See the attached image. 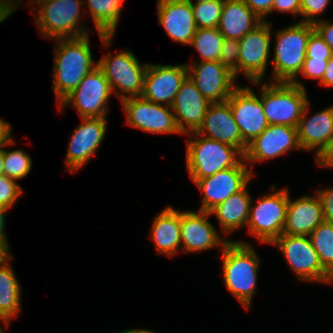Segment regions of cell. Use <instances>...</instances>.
I'll return each instance as SVG.
<instances>
[{
  "label": "cell",
  "mask_w": 333,
  "mask_h": 333,
  "mask_svg": "<svg viewBox=\"0 0 333 333\" xmlns=\"http://www.w3.org/2000/svg\"><path fill=\"white\" fill-rule=\"evenodd\" d=\"M187 76V64L148 63L141 97L156 104L172 106L175 96Z\"/></svg>",
  "instance_id": "e0dca14e"
},
{
  "label": "cell",
  "mask_w": 333,
  "mask_h": 333,
  "mask_svg": "<svg viewBox=\"0 0 333 333\" xmlns=\"http://www.w3.org/2000/svg\"><path fill=\"white\" fill-rule=\"evenodd\" d=\"M210 102L187 76L172 104V110L181 135L196 132L203 122Z\"/></svg>",
  "instance_id": "44dd1931"
},
{
  "label": "cell",
  "mask_w": 333,
  "mask_h": 333,
  "mask_svg": "<svg viewBox=\"0 0 333 333\" xmlns=\"http://www.w3.org/2000/svg\"><path fill=\"white\" fill-rule=\"evenodd\" d=\"M258 198L256 203L250 202L247 228L251 235L255 236L261 244H271L282 235L289 199L287 188L276 189Z\"/></svg>",
  "instance_id": "52a82bcc"
},
{
  "label": "cell",
  "mask_w": 333,
  "mask_h": 333,
  "mask_svg": "<svg viewBox=\"0 0 333 333\" xmlns=\"http://www.w3.org/2000/svg\"><path fill=\"white\" fill-rule=\"evenodd\" d=\"M23 194L21 186L6 175L0 176V208L8 211L12 209Z\"/></svg>",
  "instance_id": "836d02e7"
},
{
  "label": "cell",
  "mask_w": 333,
  "mask_h": 333,
  "mask_svg": "<svg viewBox=\"0 0 333 333\" xmlns=\"http://www.w3.org/2000/svg\"><path fill=\"white\" fill-rule=\"evenodd\" d=\"M15 144H16L15 140L11 138V139L6 143V146H2V147H0V176H1V175H4L3 147H7V146L10 147V146H13V145H15Z\"/></svg>",
  "instance_id": "681fc988"
},
{
  "label": "cell",
  "mask_w": 333,
  "mask_h": 333,
  "mask_svg": "<svg viewBox=\"0 0 333 333\" xmlns=\"http://www.w3.org/2000/svg\"><path fill=\"white\" fill-rule=\"evenodd\" d=\"M126 123L138 130L153 134H181L171 106L156 104L142 97L121 101Z\"/></svg>",
  "instance_id": "8fae6325"
},
{
  "label": "cell",
  "mask_w": 333,
  "mask_h": 333,
  "mask_svg": "<svg viewBox=\"0 0 333 333\" xmlns=\"http://www.w3.org/2000/svg\"><path fill=\"white\" fill-rule=\"evenodd\" d=\"M309 238L317 252L320 264L333 277V223L323 221Z\"/></svg>",
  "instance_id": "4dcf8cb0"
},
{
  "label": "cell",
  "mask_w": 333,
  "mask_h": 333,
  "mask_svg": "<svg viewBox=\"0 0 333 333\" xmlns=\"http://www.w3.org/2000/svg\"><path fill=\"white\" fill-rule=\"evenodd\" d=\"M255 174L243 159L237 166L218 171L213 176L198 179L194 184L203 194L200 211L210 212L231 195L241 191Z\"/></svg>",
  "instance_id": "7c38bea8"
},
{
  "label": "cell",
  "mask_w": 333,
  "mask_h": 333,
  "mask_svg": "<svg viewBox=\"0 0 333 333\" xmlns=\"http://www.w3.org/2000/svg\"><path fill=\"white\" fill-rule=\"evenodd\" d=\"M251 83L260 86V97L248 85H239L227 100L241 132L242 140L247 145L269 125L261 103V81Z\"/></svg>",
  "instance_id": "4fadbf2b"
},
{
  "label": "cell",
  "mask_w": 333,
  "mask_h": 333,
  "mask_svg": "<svg viewBox=\"0 0 333 333\" xmlns=\"http://www.w3.org/2000/svg\"><path fill=\"white\" fill-rule=\"evenodd\" d=\"M239 53V40L224 38L219 62L231 70L236 78H238Z\"/></svg>",
  "instance_id": "e575fe53"
},
{
  "label": "cell",
  "mask_w": 333,
  "mask_h": 333,
  "mask_svg": "<svg viewBox=\"0 0 333 333\" xmlns=\"http://www.w3.org/2000/svg\"><path fill=\"white\" fill-rule=\"evenodd\" d=\"M323 221L322 204L316 192L313 196L304 195L294 200H291L289 194L282 234L309 236Z\"/></svg>",
  "instance_id": "cb8c5ba5"
},
{
  "label": "cell",
  "mask_w": 333,
  "mask_h": 333,
  "mask_svg": "<svg viewBox=\"0 0 333 333\" xmlns=\"http://www.w3.org/2000/svg\"><path fill=\"white\" fill-rule=\"evenodd\" d=\"M158 23L173 42L189 46L196 31L192 6L186 0H157Z\"/></svg>",
  "instance_id": "7402d4cb"
},
{
  "label": "cell",
  "mask_w": 333,
  "mask_h": 333,
  "mask_svg": "<svg viewBox=\"0 0 333 333\" xmlns=\"http://www.w3.org/2000/svg\"><path fill=\"white\" fill-rule=\"evenodd\" d=\"M0 321H3V323L5 324L6 327H8L9 324H10L9 322H7V321H5V320H3V319H0ZM0 333H4V331H3L2 327H1V325H0Z\"/></svg>",
  "instance_id": "816d5d0a"
},
{
  "label": "cell",
  "mask_w": 333,
  "mask_h": 333,
  "mask_svg": "<svg viewBox=\"0 0 333 333\" xmlns=\"http://www.w3.org/2000/svg\"><path fill=\"white\" fill-rule=\"evenodd\" d=\"M270 245H276L298 280L333 285V277L320 264L309 236L282 234Z\"/></svg>",
  "instance_id": "9c48e42d"
},
{
  "label": "cell",
  "mask_w": 333,
  "mask_h": 333,
  "mask_svg": "<svg viewBox=\"0 0 333 333\" xmlns=\"http://www.w3.org/2000/svg\"><path fill=\"white\" fill-rule=\"evenodd\" d=\"M327 65L328 60L305 59L299 74L311 80H319L320 83Z\"/></svg>",
  "instance_id": "74e56055"
},
{
  "label": "cell",
  "mask_w": 333,
  "mask_h": 333,
  "mask_svg": "<svg viewBox=\"0 0 333 333\" xmlns=\"http://www.w3.org/2000/svg\"><path fill=\"white\" fill-rule=\"evenodd\" d=\"M309 103L308 101L296 128L302 150H315L317 156L333 139V105L307 118Z\"/></svg>",
  "instance_id": "603a6c76"
},
{
  "label": "cell",
  "mask_w": 333,
  "mask_h": 333,
  "mask_svg": "<svg viewBox=\"0 0 333 333\" xmlns=\"http://www.w3.org/2000/svg\"><path fill=\"white\" fill-rule=\"evenodd\" d=\"M320 85L329 88L333 87V56L328 60V65L325 69Z\"/></svg>",
  "instance_id": "bcb514c9"
},
{
  "label": "cell",
  "mask_w": 333,
  "mask_h": 333,
  "mask_svg": "<svg viewBox=\"0 0 333 333\" xmlns=\"http://www.w3.org/2000/svg\"><path fill=\"white\" fill-rule=\"evenodd\" d=\"M21 286L10 262L0 266V319L9 323L21 310Z\"/></svg>",
  "instance_id": "f1b7e54d"
},
{
  "label": "cell",
  "mask_w": 333,
  "mask_h": 333,
  "mask_svg": "<svg viewBox=\"0 0 333 333\" xmlns=\"http://www.w3.org/2000/svg\"><path fill=\"white\" fill-rule=\"evenodd\" d=\"M223 40L218 28H197L189 46L196 49L201 61H219Z\"/></svg>",
  "instance_id": "f546056e"
},
{
  "label": "cell",
  "mask_w": 333,
  "mask_h": 333,
  "mask_svg": "<svg viewBox=\"0 0 333 333\" xmlns=\"http://www.w3.org/2000/svg\"><path fill=\"white\" fill-rule=\"evenodd\" d=\"M90 34L54 42L53 91L59 104L98 66L90 49Z\"/></svg>",
  "instance_id": "6da1fadb"
},
{
  "label": "cell",
  "mask_w": 333,
  "mask_h": 333,
  "mask_svg": "<svg viewBox=\"0 0 333 333\" xmlns=\"http://www.w3.org/2000/svg\"><path fill=\"white\" fill-rule=\"evenodd\" d=\"M248 184L238 193L231 195L223 203L214 207L210 214L216 216L221 232L225 235L244 228L248 223L251 196Z\"/></svg>",
  "instance_id": "4316f807"
},
{
  "label": "cell",
  "mask_w": 333,
  "mask_h": 333,
  "mask_svg": "<svg viewBox=\"0 0 333 333\" xmlns=\"http://www.w3.org/2000/svg\"><path fill=\"white\" fill-rule=\"evenodd\" d=\"M109 81L97 66L57 107L64 110L72 105L81 118H107L108 100L113 96Z\"/></svg>",
  "instance_id": "30bf717a"
},
{
  "label": "cell",
  "mask_w": 333,
  "mask_h": 333,
  "mask_svg": "<svg viewBox=\"0 0 333 333\" xmlns=\"http://www.w3.org/2000/svg\"><path fill=\"white\" fill-rule=\"evenodd\" d=\"M45 1H52V0H32L30 2H45Z\"/></svg>",
  "instance_id": "db71d44e"
},
{
  "label": "cell",
  "mask_w": 333,
  "mask_h": 333,
  "mask_svg": "<svg viewBox=\"0 0 333 333\" xmlns=\"http://www.w3.org/2000/svg\"><path fill=\"white\" fill-rule=\"evenodd\" d=\"M20 2L22 3L21 0H0V23L4 22V20L11 16L12 13L20 7Z\"/></svg>",
  "instance_id": "ee69618b"
},
{
  "label": "cell",
  "mask_w": 333,
  "mask_h": 333,
  "mask_svg": "<svg viewBox=\"0 0 333 333\" xmlns=\"http://www.w3.org/2000/svg\"><path fill=\"white\" fill-rule=\"evenodd\" d=\"M279 11L284 13H292L293 16L301 15V4L300 0H274L272 5L273 11Z\"/></svg>",
  "instance_id": "60d3db41"
},
{
  "label": "cell",
  "mask_w": 333,
  "mask_h": 333,
  "mask_svg": "<svg viewBox=\"0 0 333 333\" xmlns=\"http://www.w3.org/2000/svg\"><path fill=\"white\" fill-rule=\"evenodd\" d=\"M330 0H300L301 15L300 22L312 23L319 21V15L323 14L328 8Z\"/></svg>",
  "instance_id": "8d00e7d4"
},
{
  "label": "cell",
  "mask_w": 333,
  "mask_h": 333,
  "mask_svg": "<svg viewBox=\"0 0 333 333\" xmlns=\"http://www.w3.org/2000/svg\"><path fill=\"white\" fill-rule=\"evenodd\" d=\"M185 135L190 136L186 141L185 163L193 183L237 166L244 159V155L233 146L205 138L196 132Z\"/></svg>",
  "instance_id": "277c9868"
},
{
  "label": "cell",
  "mask_w": 333,
  "mask_h": 333,
  "mask_svg": "<svg viewBox=\"0 0 333 333\" xmlns=\"http://www.w3.org/2000/svg\"><path fill=\"white\" fill-rule=\"evenodd\" d=\"M315 30L318 34L323 38L325 43L331 48L333 52V21H326L324 19H320L314 24Z\"/></svg>",
  "instance_id": "b9f144b4"
},
{
  "label": "cell",
  "mask_w": 333,
  "mask_h": 333,
  "mask_svg": "<svg viewBox=\"0 0 333 333\" xmlns=\"http://www.w3.org/2000/svg\"><path fill=\"white\" fill-rule=\"evenodd\" d=\"M223 5L224 0L191 4L196 28H218Z\"/></svg>",
  "instance_id": "d6a6232c"
},
{
  "label": "cell",
  "mask_w": 333,
  "mask_h": 333,
  "mask_svg": "<svg viewBox=\"0 0 333 333\" xmlns=\"http://www.w3.org/2000/svg\"><path fill=\"white\" fill-rule=\"evenodd\" d=\"M186 1L189 2L190 4H193L192 0H186ZM204 1H207V0H195L194 3H201V2H204Z\"/></svg>",
  "instance_id": "f5cc1de1"
},
{
  "label": "cell",
  "mask_w": 333,
  "mask_h": 333,
  "mask_svg": "<svg viewBox=\"0 0 333 333\" xmlns=\"http://www.w3.org/2000/svg\"><path fill=\"white\" fill-rule=\"evenodd\" d=\"M295 149L302 150L296 127L268 125L258 137L248 144L244 159L246 164L264 162L286 155Z\"/></svg>",
  "instance_id": "ac0fdd59"
},
{
  "label": "cell",
  "mask_w": 333,
  "mask_h": 333,
  "mask_svg": "<svg viewBox=\"0 0 333 333\" xmlns=\"http://www.w3.org/2000/svg\"><path fill=\"white\" fill-rule=\"evenodd\" d=\"M188 77L201 94L210 102H224L239 86L234 73L219 61L194 60L187 64Z\"/></svg>",
  "instance_id": "9a60e30c"
},
{
  "label": "cell",
  "mask_w": 333,
  "mask_h": 333,
  "mask_svg": "<svg viewBox=\"0 0 333 333\" xmlns=\"http://www.w3.org/2000/svg\"><path fill=\"white\" fill-rule=\"evenodd\" d=\"M123 333H155L154 331L152 330H147V329H138V328H134V329H125V330H122Z\"/></svg>",
  "instance_id": "f907efd6"
},
{
  "label": "cell",
  "mask_w": 333,
  "mask_h": 333,
  "mask_svg": "<svg viewBox=\"0 0 333 333\" xmlns=\"http://www.w3.org/2000/svg\"><path fill=\"white\" fill-rule=\"evenodd\" d=\"M152 223L149 237L157 252L169 257L181 252V211L166 206Z\"/></svg>",
  "instance_id": "d4e9b609"
},
{
  "label": "cell",
  "mask_w": 333,
  "mask_h": 333,
  "mask_svg": "<svg viewBox=\"0 0 333 333\" xmlns=\"http://www.w3.org/2000/svg\"><path fill=\"white\" fill-rule=\"evenodd\" d=\"M98 67L120 102L130 97H141L148 63L141 65L131 50L119 51L115 55L109 52L99 59Z\"/></svg>",
  "instance_id": "ba28073f"
},
{
  "label": "cell",
  "mask_w": 333,
  "mask_h": 333,
  "mask_svg": "<svg viewBox=\"0 0 333 333\" xmlns=\"http://www.w3.org/2000/svg\"><path fill=\"white\" fill-rule=\"evenodd\" d=\"M271 26V22L263 21L239 40L238 75L243 74L250 82L262 81L266 74L271 49Z\"/></svg>",
  "instance_id": "5bb4252c"
},
{
  "label": "cell",
  "mask_w": 333,
  "mask_h": 333,
  "mask_svg": "<svg viewBox=\"0 0 333 333\" xmlns=\"http://www.w3.org/2000/svg\"><path fill=\"white\" fill-rule=\"evenodd\" d=\"M11 138H13L11 124L0 118V147L6 146Z\"/></svg>",
  "instance_id": "f6af8a7d"
},
{
  "label": "cell",
  "mask_w": 333,
  "mask_h": 333,
  "mask_svg": "<svg viewBox=\"0 0 333 333\" xmlns=\"http://www.w3.org/2000/svg\"><path fill=\"white\" fill-rule=\"evenodd\" d=\"M245 4L263 21L272 14L274 0H244Z\"/></svg>",
  "instance_id": "ab89813d"
},
{
  "label": "cell",
  "mask_w": 333,
  "mask_h": 333,
  "mask_svg": "<svg viewBox=\"0 0 333 333\" xmlns=\"http://www.w3.org/2000/svg\"><path fill=\"white\" fill-rule=\"evenodd\" d=\"M8 245V239H0V266L8 261H12V255Z\"/></svg>",
  "instance_id": "7dc6e473"
},
{
  "label": "cell",
  "mask_w": 333,
  "mask_h": 333,
  "mask_svg": "<svg viewBox=\"0 0 333 333\" xmlns=\"http://www.w3.org/2000/svg\"><path fill=\"white\" fill-rule=\"evenodd\" d=\"M4 175L20 180L25 178L32 169V159L27 152L21 149L5 150L3 148Z\"/></svg>",
  "instance_id": "1f68e13d"
},
{
  "label": "cell",
  "mask_w": 333,
  "mask_h": 333,
  "mask_svg": "<svg viewBox=\"0 0 333 333\" xmlns=\"http://www.w3.org/2000/svg\"><path fill=\"white\" fill-rule=\"evenodd\" d=\"M322 204L324 221L333 223V187L316 189Z\"/></svg>",
  "instance_id": "f35d334b"
},
{
  "label": "cell",
  "mask_w": 333,
  "mask_h": 333,
  "mask_svg": "<svg viewBox=\"0 0 333 333\" xmlns=\"http://www.w3.org/2000/svg\"><path fill=\"white\" fill-rule=\"evenodd\" d=\"M83 2L84 0H52L28 3L36 6L35 13L34 9L32 13L36 15L34 21L41 37L56 40L90 34L84 23L81 25Z\"/></svg>",
  "instance_id": "5b68a950"
},
{
  "label": "cell",
  "mask_w": 333,
  "mask_h": 333,
  "mask_svg": "<svg viewBox=\"0 0 333 333\" xmlns=\"http://www.w3.org/2000/svg\"><path fill=\"white\" fill-rule=\"evenodd\" d=\"M221 251L225 287L247 310L258 285L260 257L244 240H230Z\"/></svg>",
  "instance_id": "7a4b0ae2"
},
{
  "label": "cell",
  "mask_w": 333,
  "mask_h": 333,
  "mask_svg": "<svg viewBox=\"0 0 333 333\" xmlns=\"http://www.w3.org/2000/svg\"><path fill=\"white\" fill-rule=\"evenodd\" d=\"M199 135L237 148L243 155L247 144L242 135L228 101L210 103L203 122L196 131Z\"/></svg>",
  "instance_id": "ffe728a7"
},
{
  "label": "cell",
  "mask_w": 333,
  "mask_h": 333,
  "mask_svg": "<svg viewBox=\"0 0 333 333\" xmlns=\"http://www.w3.org/2000/svg\"><path fill=\"white\" fill-rule=\"evenodd\" d=\"M210 212L181 211V249L195 253L220 247L222 249L230 239L223 238L208 221Z\"/></svg>",
  "instance_id": "d6986e66"
},
{
  "label": "cell",
  "mask_w": 333,
  "mask_h": 333,
  "mask_svg": "<svg viewBox=\"0 0 333 333\" xmlns=\"http://www.w3.org/2000/svg\"><path fill=\"white\" fill-rule=\"evenodd\" d=\"M71 134L65 165L69 173L78 172L98 151L106 135L107 118H81Z\"/></svg>",
  "instance_id": "2e32d148"
},
{
  "label": "cell",
  "mask_w": 333,
  "mask_h": 333,
  "mask_svg": "<svg viewBox=\"0 0 333 333\" xmlns=\"http://www.w3.org/2000/svg\"><path fill=\"white\" fill-rule=\"evenodd\" d=\"M320 167L333 169V139L315 156Z\"/></svg>",
  "instance_id": "7bdbcfd3"
},
{
  "label": "cell",
  "mask_w": 333,
  "mask_h": 333,
  "mask_svg": "<svg viewBox=\"0 0 333 333\" xmlns=\"http://www.w3.org/2000/svg\"><path fill=\"white\" fill-rule=\"evenodd\" d=\"M262 22L244 0H224L218 30L224 38L240 40Z\"/></svg>",
  "instance_id": "484cf974"
},
{
  "label": "cell",
  "mask_w": 333,
  "mask_h": 333,
  "mask_svg": "<svg viewBox=\"0 0 333 333\" xmlns=\"http://www.w3.org/2000/svg\"><path fill=\"white\" fill-rule=\"evenodd\" d=\"M6 212L5 210L0 208V239H7V235L5 233L6 226Z\"/></svg>",
  "instance_id": "c3c4849f"
},
{
  "label": "cell",
  "mask_w": 333,
  "mask_h": 333,
  "mask_svg": "<svg viewBox=\"0 0 333 333\" xmlns=\"http://www.w3.org/2000/svg\"><path fill=\"white\" fill-rule=\"evenodd\" d=\"M333 56L331 48L323 38L314 30L308 39L305 59L329 60Z\"/></svg>",
  "instance_id": "d590c367"
},
{
  "label": "cell",
  "mask_w": 333,
  "mask_h": 333,
  "mask_svg": "<svg viewBox=\"0 0 333 333\" xmlns=\"http://www.w3.org/2000/svg\"><path fill=\"white\" fill-rule=\"evenodd\" d=\"M83 3L87 5L102 44L107 49L117 30L123 0H86Z\"/></svg>",
  "instance_id": "83f0119b"
},
{
  "label": "cell",
  "mask_w": 333,
  "mask_h": 333,
  "mask_svg": "<svg viewBox=\"0 0 333 333\" xmlns=\"http://www.w3.org/2000/svg\"><path fill=\"white\" fill-rule=\"evenodd\" d=\"M262 83L261 103L269 125L297 127L309 101L307 90L291 82Z\"/></svg>",
  "instance_id": "8992f818"
},
{
  "label": "cell",
  "mask_w": 333,
  "mask_h": 333,
  "mask_svg": "<svg viewBox=\"0 0 333 333\" xmlns=\"http://www.w3.org/2000/svg\"><path fill=\"white\" fill-rule=\"evenodd\" d=\"M314 30L312 23L300 21L277 30L270 82H291L306 89L297 79L305 61L309 36Z\"/></svg>",
  "instance_id": "3957f363"
}]
</instances>
